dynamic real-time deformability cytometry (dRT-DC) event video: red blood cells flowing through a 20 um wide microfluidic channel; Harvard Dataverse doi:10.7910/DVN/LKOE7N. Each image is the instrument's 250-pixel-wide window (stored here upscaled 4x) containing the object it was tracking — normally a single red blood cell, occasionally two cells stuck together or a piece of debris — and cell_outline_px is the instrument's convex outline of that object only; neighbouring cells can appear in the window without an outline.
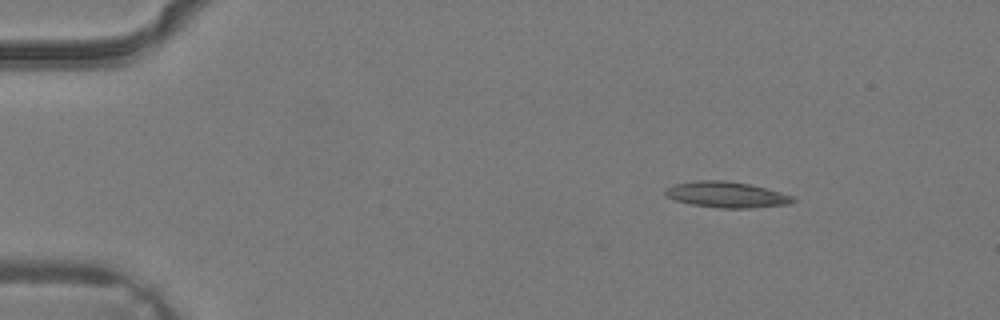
{"species": "common noctule bat (a hibernating species)", "species_latin": "Nyctalus noctula", "temperature_condition": "warm", "stored_images_in_passage": 2, "camera_frame_rate_fps": 3000, "um_per_image_px": 0.085, "animal": {"sex": "male", "body_mass_g": 19.2, "forearm_length_mm": 51.8}, "frame": {"image": 1, "passage_image": 1, "time_ms": 0.0, "image_size_px": [1000, 320], "cell_outline_px": [[796, 200], [792, 204], [756, 208], [720, 208], [692, 204], [676, 200], [664, 196], [664, 192], [668, 188], [676, 184], [696, 180], [724, 180], [748, 184], [796, 196]], "centroid_in_image_um": [61.81, 16.55], "position_along_channel_um": 23.2, "area_um2": 19.31}}